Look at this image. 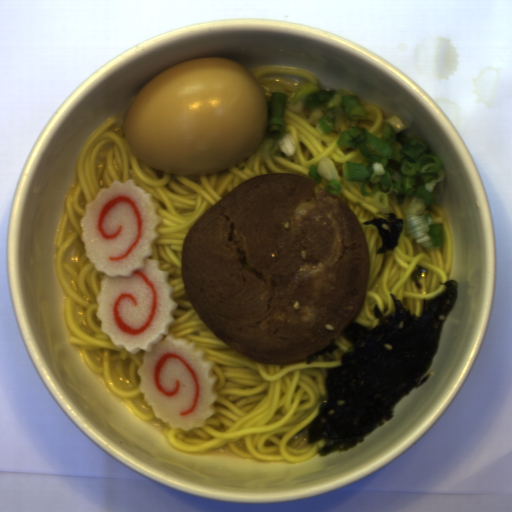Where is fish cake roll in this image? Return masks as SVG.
Here are the masks:
<instances>
[{"label": "fish cake roll", "instance_id": "1", "mask_svg": "<svg viewBox=\"0 0 512 512\" xmlns=\"http://www.w3.org/2000/svg\"><path fill=\"white\" fill-rule=\"evenodd\" d=\"M152 193L115 179L85 203L79 225L85 255L99 280L95 314L100 331L130 354L143 350L138 387L155 417L171 428H202L215 414V360L199 343L170 333L174 286L169 271L150 258L162 217Z\"/></svg>", "mask_w": 512, "mask_h": 512}]
</instances>
